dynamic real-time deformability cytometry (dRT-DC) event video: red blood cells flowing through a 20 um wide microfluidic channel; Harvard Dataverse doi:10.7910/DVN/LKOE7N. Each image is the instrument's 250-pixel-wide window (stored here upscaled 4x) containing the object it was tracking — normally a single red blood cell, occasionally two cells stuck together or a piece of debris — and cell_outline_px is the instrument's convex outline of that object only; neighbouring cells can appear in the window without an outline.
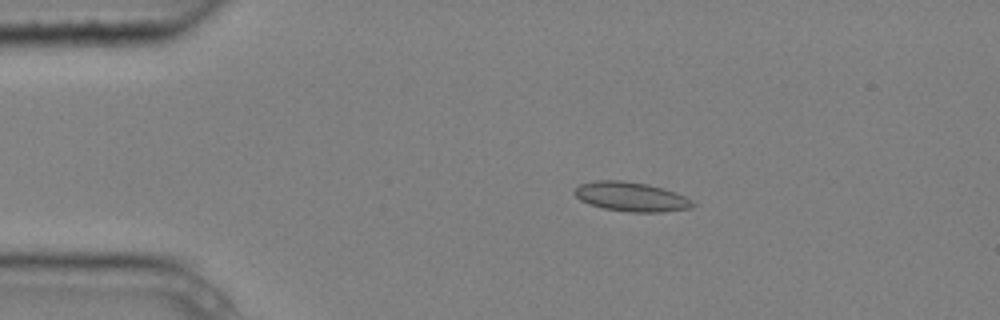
{"species": "common noctule bat (a hibernating species)", "species_latin": "Nyctalus noctula", "temperature_condition": "cold", "stored_images_in_passage": 5, "camera_frame_rate_fps": 3000, "um_per_image_px": 0.085, "animal": {"sex": "male", "body_mass_g": 20.4}, "frame": {"image": 1, "passage_image": 3, "time_ms": 0.667, "image_size_px": [1000, 320], "cell_outline_px": [[696, 204], [692, 208], [660, 212], [628, 212], [604, 208], [588, 204], [580, 200], [572, 192], [580, 184], [596, 180], [620, 180], [648, 184], [664, 188], [676, 192], [692, 200]], "centroid_in_image_um": [53.65, 16.72], "position_along_channel_um": 31.4, "area_um2": 20.35}}
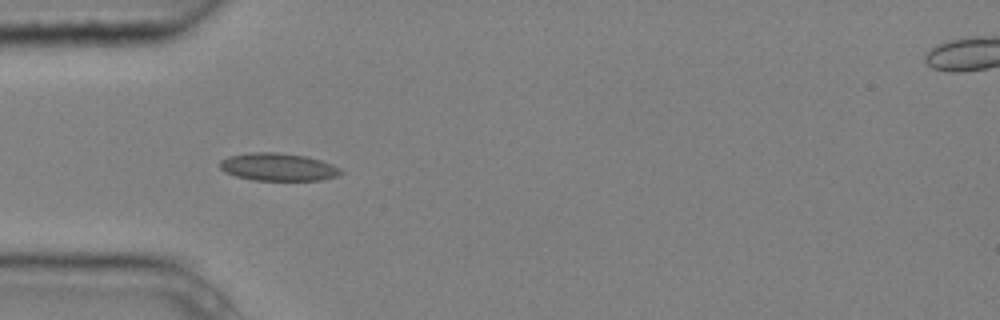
{"frame": {"image": 2, "passage_image": 4, "time_ms": 1.0, "image_size_px": [1000, 320], "cell_outline_px": [[344, 172], [336, 176], [320, 180], [252, 180], [236, 176], [224, 172], [220, 168], [220, 160], [228, 156], [252, 152], [276, 152], [308, 156], [332, 164], [340, 168]], "centroid_in_image_um": [23.63, 14.19], "position_along_channel_um": 61.4, "area_um2": 19.59}}
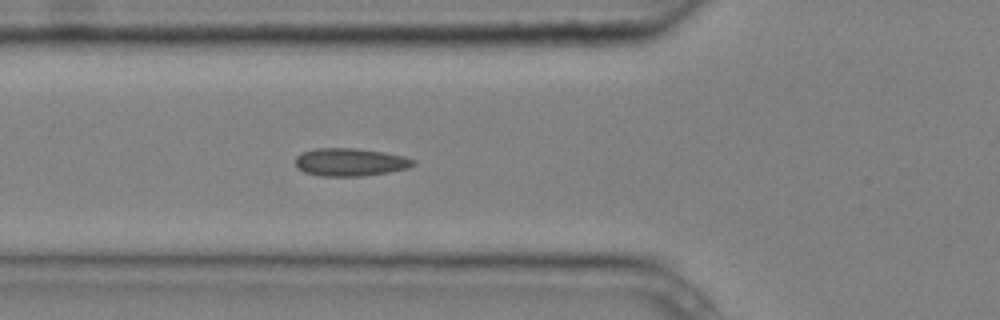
{"frame": {"image": 3, "passage_image": 5, "time_ms": 1.333, "image_size_px": [1000, 320], "cell_outline_px": [[416, 164], [408, 168], [388, 172], [360, 176], [320, 176], [304, 172], [296, 168], [296, 156], [304, 152], [316, 148], [356, 148], [384, 152], [404, 156], [416, 160]], "centroid_in_image_um": [29.78, 13.78], "position_along_channel_um": 96.0, "area_um2": 19.19}}